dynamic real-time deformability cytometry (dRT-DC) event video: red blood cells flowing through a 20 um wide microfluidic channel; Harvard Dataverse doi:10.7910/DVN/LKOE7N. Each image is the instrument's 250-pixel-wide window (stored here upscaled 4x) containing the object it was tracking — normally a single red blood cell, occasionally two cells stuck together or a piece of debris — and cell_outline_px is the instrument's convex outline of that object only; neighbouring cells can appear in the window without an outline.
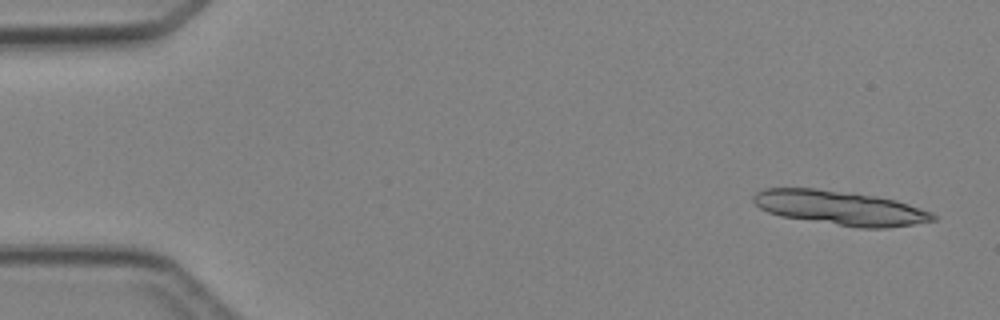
{"species": "Egyptian fruit bat (a non-hibernating species)", "species_latin": "Rousettus aegyptiacus", "temperature_condition": "cold", "stored_images_in_passage": 5, "segment_of_instrument_passage": [1, 2], "camera_frame_rate_fps": 3000, "um_per_image_px": 0.085, "animal": {"sex": "female"}, "frame": {"image": 1, "passage_image": 1, "time_ms": 0.0, "image_size_px": [1000, 320], "cell_outline_px": [[940, 216], [936, 220], [888, 228], [860, 228], [780, 216], [768, 212], [760, 208], [752, 200], [752, 196], [756, 192], [764, 188], [816, 188], [852, 192], [876, 196], [896, 200], [932, 212]], "centroid_in_image_um": [71.42, 17.66], "position_along_channel_um": 13.6, "area_um2": 36.07}}